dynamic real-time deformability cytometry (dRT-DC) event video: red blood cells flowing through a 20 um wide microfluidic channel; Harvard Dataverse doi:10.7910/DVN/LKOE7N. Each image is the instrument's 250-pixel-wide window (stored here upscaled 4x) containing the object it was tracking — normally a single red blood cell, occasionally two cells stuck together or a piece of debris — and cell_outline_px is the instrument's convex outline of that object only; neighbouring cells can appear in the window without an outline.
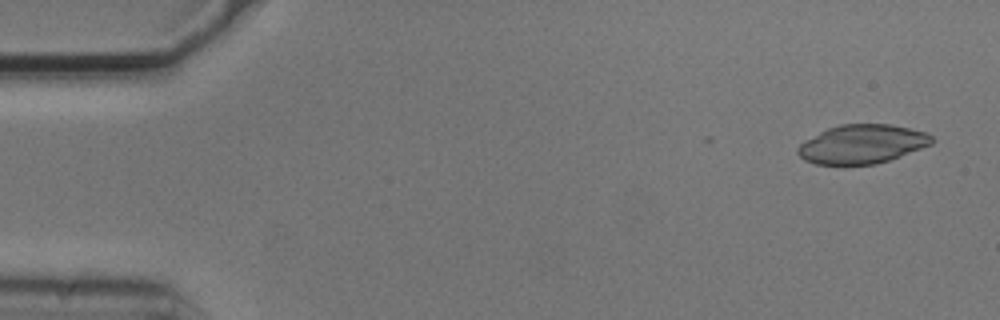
{"species": "common noctule bat (a hibernating species)", "species_latin": "Nyctalus noctula", "temperature_condition": "cold", "stored_images_in_passage": 4, "camera_frame_rate_fps": 3000, "um_per_image_px": 0.085, "animal": {"sex": "male", "body_mass_g": 20.5, "forearm_length_mm": 52.5}, "frame": {"image": 1, "passage_image": 1, "time_ms": 0.0, "image_size_px": [1000, 320], "cell_outline_px": [[936, 140], [932, 144], [900, 156], [876, 164], [844, 168], [816, 164], [804, 160], [796, 152], [796, 148], [804, 140], [828, 128], [840, 124], [888, 124], [908, 128], [924, 132], [932, 136]], "centroid_in_image_um": [73.22, 12.3], "position_along_channel_um": 11.8, "area_um2": 31.1}}